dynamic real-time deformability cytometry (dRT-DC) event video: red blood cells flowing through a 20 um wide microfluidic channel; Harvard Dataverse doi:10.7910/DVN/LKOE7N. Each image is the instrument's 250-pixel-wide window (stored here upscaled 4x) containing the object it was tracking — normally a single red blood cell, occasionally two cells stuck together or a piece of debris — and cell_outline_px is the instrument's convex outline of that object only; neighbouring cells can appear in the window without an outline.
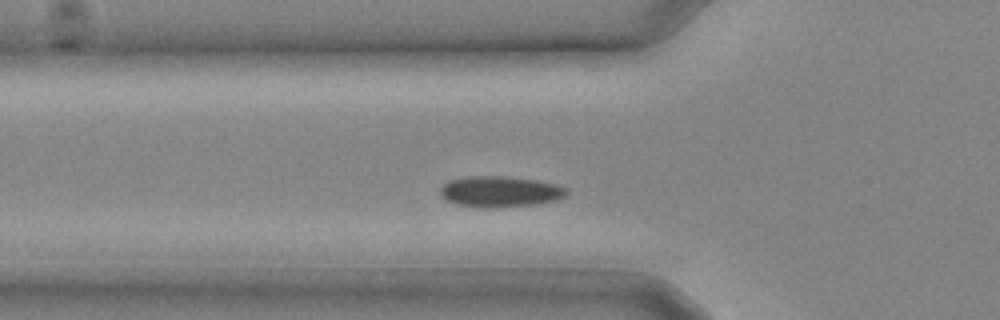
{"species": "common noctule bat (a hibernating species)", "species_latin": "Nyctalus noctula", "temperature_condition": "cold", "stored_images_in_passage": 10, "camera_frame_rate_fps": 3000, "um_per_image_px": 0.085, "animal": {"sex": "male", "body_mass_g": 20.4}, "frame": {"image": 1, "passage_image": 6, "time_ms": 1.667, "image_size_px": [1000, 320], "cell_outline_px": [[568, 192], [564, 196], [556, 200], [532, 204], [488, 208], [480, 208], [456, 204], [448, 200], [440, 192], [440, 188], [448, 180], [464, 176], [504, 176], [536, 180], [556, 184], [568, 188]], "centroid_in_image_um": [42.49, 16.27], "position_along_channel_um": 83.3, "area_um2": 22.66}}
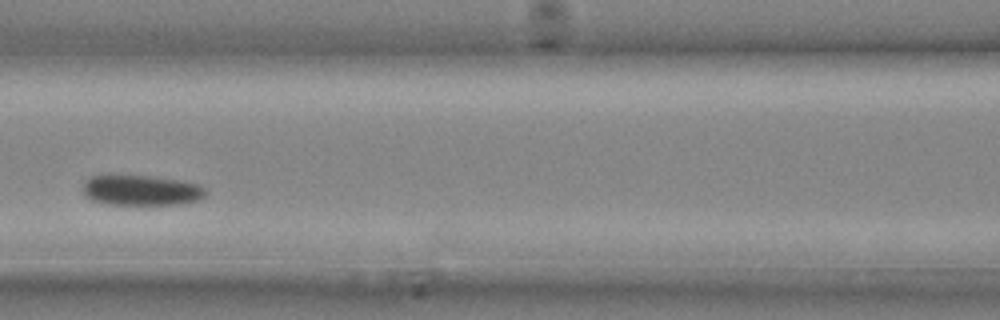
{"frame": {"image": 2, "passage_image": 9, "time_ms": 2.667, "image_size_px": [1000, 320], "cell_outline_px": [[208, 192], [200, 200], [180, 204], [108, 204], [92, 200], [84, 196], [84, 180], [88, 176], [156, 176], [180, 180], [200, 184]], "centroid_in_image_um": [12.04, 16.17], "position_along_channel_um": 154.6, "area_um2": 21.79}}